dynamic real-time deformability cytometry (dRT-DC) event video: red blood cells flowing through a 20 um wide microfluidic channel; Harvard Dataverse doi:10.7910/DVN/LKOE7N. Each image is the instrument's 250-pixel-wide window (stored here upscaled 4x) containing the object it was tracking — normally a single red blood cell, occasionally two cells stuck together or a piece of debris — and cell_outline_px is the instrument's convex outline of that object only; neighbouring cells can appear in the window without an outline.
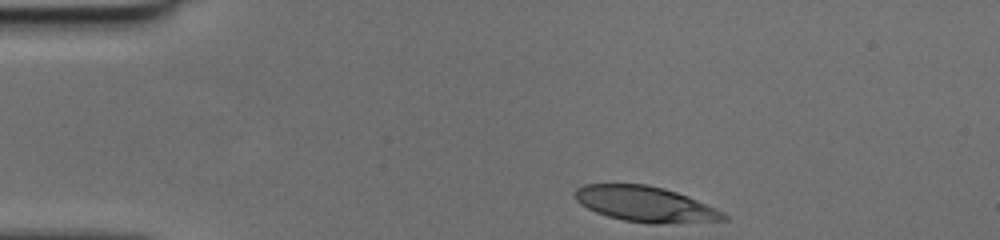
{"species": "human", "species_latin": "Homo sapiens", "temperature_condition": "cold", "stored_images_in_passage": 32, "camera_frame_rate_fps": 3000, "um_per_image_px": 0.085, "donor": {"sex": "female"}, "frame": {"image": 1, "passage_image": 1, "time_ms": 0.0, "image_size_px": [1000, 240], "cell_outline_px": [[728, 220], [656, 224], [652, 224], [624, 220], [608, 216], [596, 212], [580, 204], [576, 200], [572, 192], [576, 188], [584, 184], [648, 184], [664, 188], [688, 196], [728, 216]], "centroid_in_image_um": [54.78, 17.34], "position_along_channel_um": 30.2, "area_um2": 30.52}}
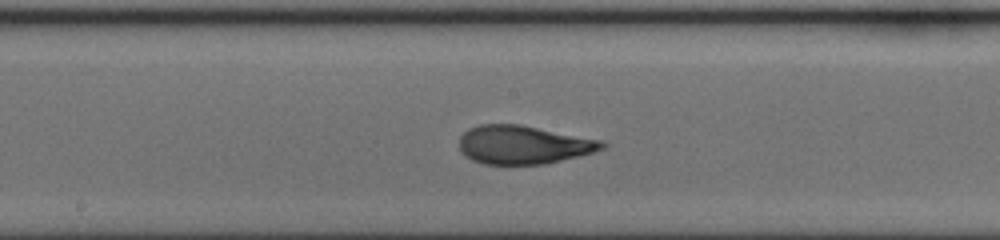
{"frame": {"image": 2, "passage_image": 18, "time_ms": 5.667, "image_size_px": [1000, 240], "cell_outline_px": [[608, 144], [604, 148], [592, 152], [544, 164], [484, 164], [472, 160], [464, 156], [460, 152], [460, 136], [468, 128], [480, 124], [520, 124], [604, 140]], "centroid_in_image_um": [44.47, 12.29], "position_along_channel_um": 203.7, "area_um2": 32.14}}
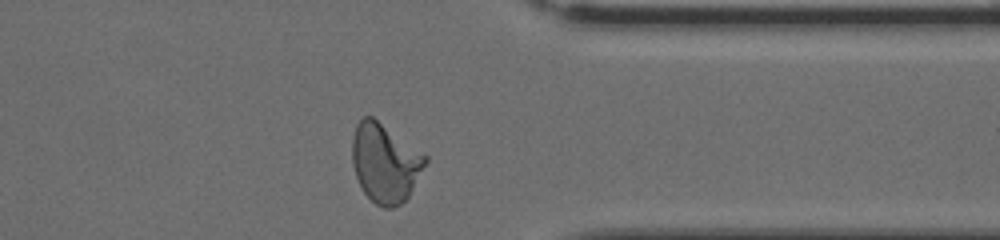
{"frame": {"image": 3, "passage_image": 31, "time_ms": 10.0, "image_size_px": [1000, 240], "cell_outline_px": [[428, 160], [408, 196], [400, 204], [392, 208], [384, 208], [376, 204], [364, 192], [356, 176], [352, 164], [352, 136], [356, 124], [364, 116], [372, 116], [428, 156]], "centroid_in_image_um": [32.72, 13.83], "position_along_channel_um": 378.7, "area_um2": 33.41}}